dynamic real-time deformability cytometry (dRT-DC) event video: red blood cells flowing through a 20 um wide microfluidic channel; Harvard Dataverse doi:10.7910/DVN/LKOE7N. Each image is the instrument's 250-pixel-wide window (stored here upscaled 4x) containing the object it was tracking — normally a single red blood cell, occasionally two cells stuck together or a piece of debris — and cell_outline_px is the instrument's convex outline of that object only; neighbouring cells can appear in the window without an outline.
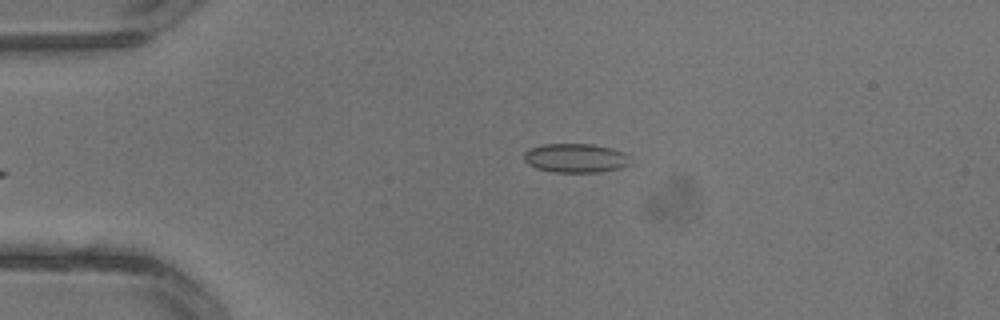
{"species": "common noctule bat (a hibernating species)", "species_latin": "Nyctalus noctula", "temperature_condition": "warm", "stored_images_in_passage": 4, "camera_frame_rate_fps": 3000, "um_per_image_px": 0.085, "animal": {"sex": "male", "body_mass_g": 13.3}, "frame": {"image": 1, "passage_image": 4, "time_ms": 1.0, "image_size_px": [1000, 320], "cell_outline_px": [[628, 164], [620, 168], [600, 172], [552, 172], [536, 168], [528, 164], [524, 160], [524, 152], [532, 148], [544, 144], [592, 144], [612, 148], [624, 152], [628, 156]], "centroid_in_image_um": [48.91, 13.44], "position_along_channel_um": 36.1, "area_um2": 17.92}}